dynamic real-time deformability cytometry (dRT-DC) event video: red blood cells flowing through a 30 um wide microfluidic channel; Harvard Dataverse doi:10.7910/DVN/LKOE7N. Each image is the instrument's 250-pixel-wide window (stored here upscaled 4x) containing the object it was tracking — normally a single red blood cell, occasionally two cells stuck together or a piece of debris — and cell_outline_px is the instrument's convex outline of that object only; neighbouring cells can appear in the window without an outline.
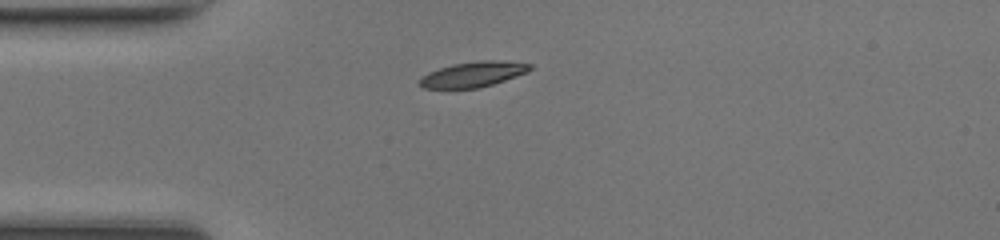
{"species": "common noctule bat (a hibernating species)", "species_latin": "Nyctalus noctula", "temperature_condition": "room temperature", "stored_images_in_passage": 33, "camera_frame_rate_fps": 3000, "um_per_image_px": 0.085, "animal": {"sex": "female", "body_mass_g": 17.0, "forearm_length_mm": 48.0}, "frame": {"image": 1, "passage_image": 1, "time_ms": 0.0, "image_size_px": [1000, 240], "cell_outline_px": [[532, 68], [528, 72], [492, 84], [476, 88], [424, 88], [416, 84], [416, 80], [420, 76], [428, 72], [452, 64], [480, 60], [496, 60], [532, 64]], "centroid_in_image_um": [40.15, 6.31], "position_along_channel_um": 44.9, "area_um2": 16.36}}
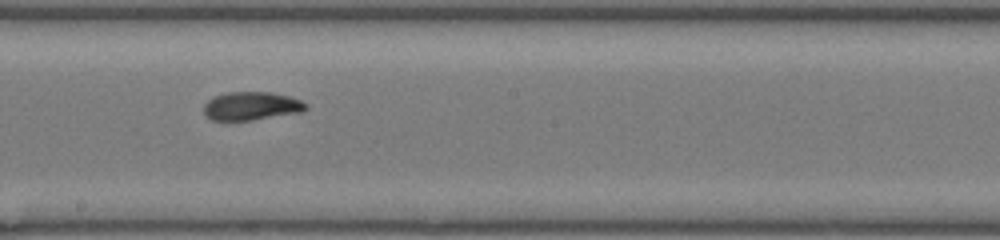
{"frame": {"image": 2, "passage_image": 15, "time_ms": 4.667, "image_size_px": [1000, 240], "cell_outline_px": [[308, 108], [304, 112], [252, 120], [212, 120], [204, 116], [204, 104], [212, 96], [228, 92], [272, 92], [288, 96], [300, 100], [308, 104]], "centroid_in_image_um": [21.37, 9.01], "position_along_channel_um": 226.8, "area_um2": 17.11}}
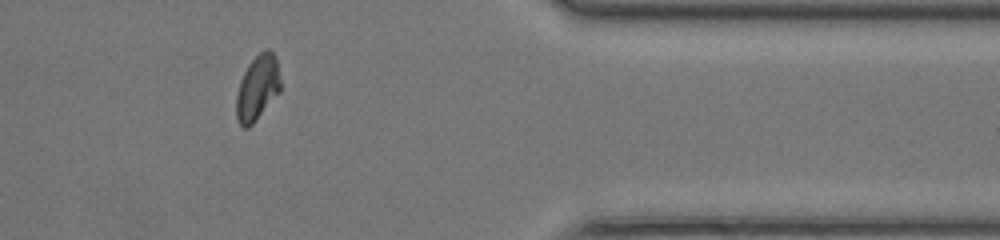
{"frame": {"image": 3, "passage_image": 28, "time_ms": 9.0, "image_size_px": [1000, 240], "cell_outline_px": [[280, 92], [256, 120], [248, 128], [244, 128], [240, 124], [236, 116], [236, 96], [240, 80], [248, 64], [264, 48], [268, 48], [276, 56], [280, 80]], "centroid_in_image_um": [21.89, 7.45], "position_along_channel_um": 389.5, "area_um2": 16.82}, "authors_computed_cell_mechanics": {"area_um2": 16.9354, "velocity_mm_per_s": 4.3018, "shape_relaxation_time_tau1_ms": 5.3862, "shape_relaxation_time_tau2_ms": 1.4633, "deformation_change_tau1": 0.1565, "deformation_change_tau2": 0.0589}}